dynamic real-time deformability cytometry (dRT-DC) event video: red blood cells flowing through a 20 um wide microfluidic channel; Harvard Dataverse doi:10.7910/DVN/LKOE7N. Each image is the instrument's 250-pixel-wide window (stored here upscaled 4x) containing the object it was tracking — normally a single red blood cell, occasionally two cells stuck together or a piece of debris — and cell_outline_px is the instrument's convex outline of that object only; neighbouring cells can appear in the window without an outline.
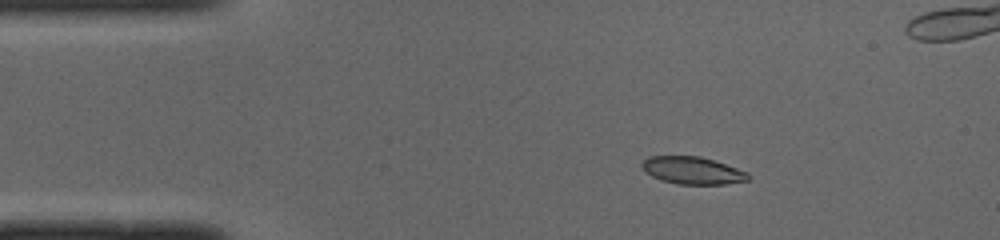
{"species": "common noctule bat (a hibernating species)", "species_latin": "Nyctalus noctula", "temperature_condition": "cold", "stored_images_in_passage": 44, "camera_frame_rate_fps": 3000, "um_per_image_px": 0.085, "animal": {"sex": "male", "body_mass_g": 19.0, "forearm_length_mm": 50.8}, "frame": {"image": 1, "passage_image": 1, "time_ms": 0.0, "image_size_px": [1000, 240], "cell_outline_px": [[752, 176], [748, 180], [724, 184], [676, 184], [660, 180], [644, 172], [640, 164], [648, 156], [700, 156], [748, 172]], "centroid_in_image_um": [58.83, 14.49], "position_along_channel_um": 26.2, "area_um2": 16.99}}
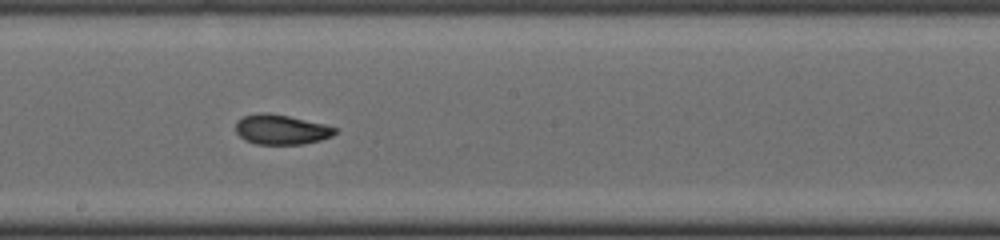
{"frame": {"image": 2, "passage_image": 20, "time_ms": 6.333, "image_size_px": [1000, 240], "cell_outline_px": [[336, 132], [332, 136], [320, 140], [304, 144], [256, 144], [244, 140], [236, 132], [236, 120], [244, 116], [260, 112], [268, 112], [288, 116], [324, 124], [336, 128]], "centroid_in_image_um": [23.87, 11.01], "position_along_channel_um": 224.3, "area_um2": 17.28}}
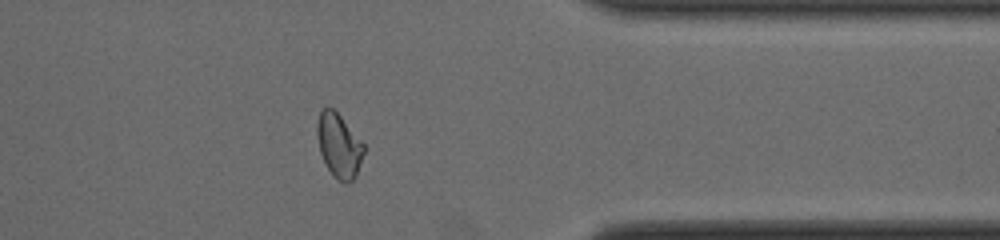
{"frame": {"image": 3, "passage_image": 33, "time_ms": 10.667, "image_size_px": [1000, 240], "cell_outline_px": [[364, 152], [356, 176], [348, 184], [344, 184], [332, 176], [320, 152], [316, 132], [316, 124], [320, 108], [332, 108], [340, 116], [364, 144]], "centroid_in_image_um": [28.79, 12.39], "position_along_channel_um": 382.6, "area_um2": 17.4}, "authors_computed_cell_mechanics": {"area_um2": 17.629, "velocity_mm_per_s": 3.9797, "shape_relaxation_time_tau1_ms": null, "shape_relaxation_time_tau2_ms": 1.6183, "deformation_change_tau1": null, "deformation_change_tau2": 0.0541}}